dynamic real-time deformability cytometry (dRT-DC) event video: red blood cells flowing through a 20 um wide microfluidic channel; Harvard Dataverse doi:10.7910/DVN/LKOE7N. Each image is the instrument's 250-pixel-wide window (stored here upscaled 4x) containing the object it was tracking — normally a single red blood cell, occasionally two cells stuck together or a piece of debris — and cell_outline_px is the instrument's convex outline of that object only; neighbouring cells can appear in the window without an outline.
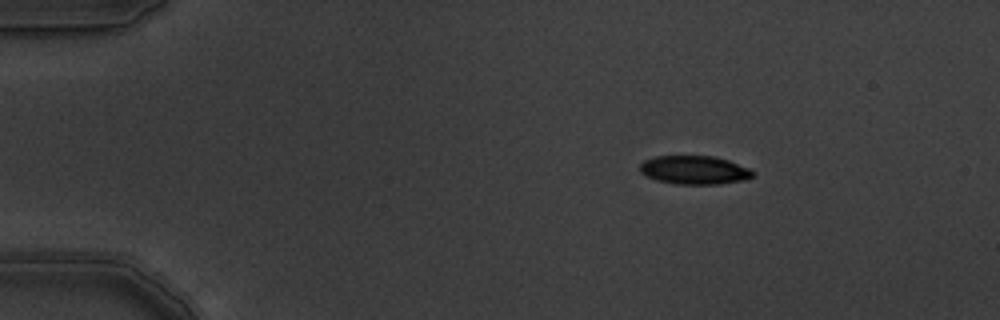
{"species": "common noctule bat (a hibernating species)", "species_latin": "Nyctalus noctula", "temperature_condition": "warm", "stored_images_in_passage": 4, "camera_frame_rate_fps": 3000, "um_per_image_px": 0.085, "animal": {"sex": "male", "body_mass_g": 19.5, "forearm_length_mm": 54.6}, "frame": {"image": 1, "passage_image": 2, "time_ms": 0.333, "image_size_px": [1000, 320], "cell_outline_px": [[756, 172], [752, 176], [744, 180], [720, 184], [676, 184], [656, 180], [640, 172], [640, 164], [644, 160], [656, 156], [716, 156], [728, 160], [748, 168]], "centroid_in_image_um": [59.03, 14.45], "position_along_channel_um": 26.0, "area_um2": 18.79}}